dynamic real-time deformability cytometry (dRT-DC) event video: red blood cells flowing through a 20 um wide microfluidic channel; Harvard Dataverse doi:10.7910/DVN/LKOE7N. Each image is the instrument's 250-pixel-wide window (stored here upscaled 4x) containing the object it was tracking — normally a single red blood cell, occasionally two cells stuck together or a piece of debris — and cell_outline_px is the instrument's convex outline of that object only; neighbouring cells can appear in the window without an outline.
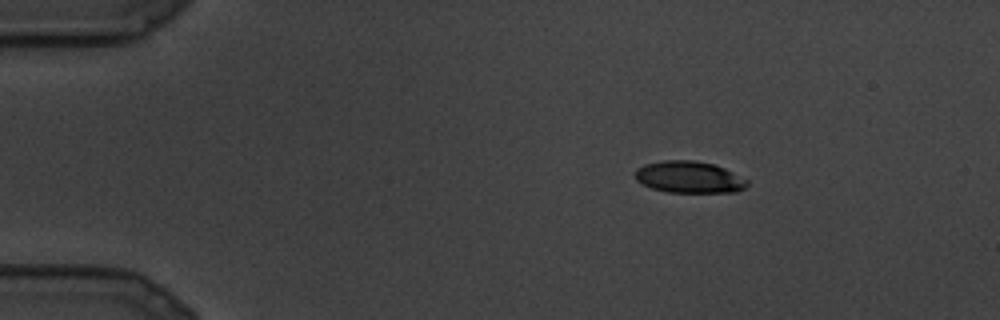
{"species": "common noctule bat (a hibernating species)", "species_latin": "Nyctalus noctula", "temperature_condition": "cold", "stored_images_in_passage": 16, "camera_frame_rate_fps": 3000, "um_per_image_px": 0.085, "animal": {"sex": "male", "body_mass_g": 19.5, "forearm_length_mm": 54.6}, "frame": {"image": 1, "passage_image": 4, "time_ms": 1.0, "image_size_px": [1000, 320], "cell_outline_px": [[748, 184], [744, 188], [736, 192], [668, 192], [652, 188], [636, 180], [636, 168], [644, 164], [664, 160], [696, 160], [712, 164], [724, 168], [748, 180]], "centroid_in_image_um": [58.57, 15.05], "position_along_channel_um": 26.4, "area_um2": 20.63}}
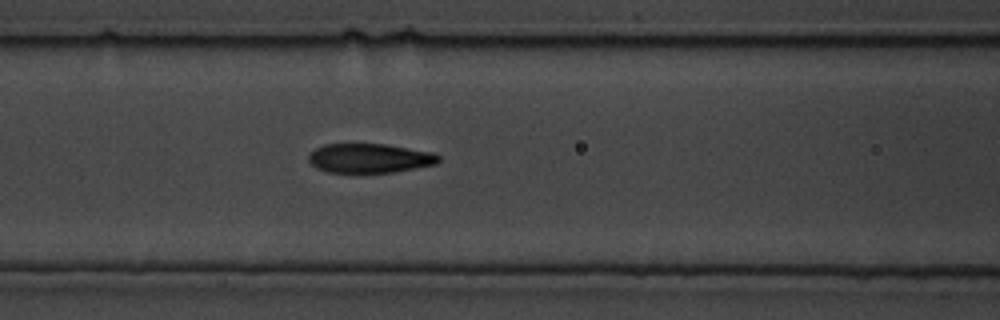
{"frame": {"image": 2, "passage_image": 11, "time_ms": 3.333, "image_size_px": [1000, 320], "cell_outline_px": [[440, 160], [436, 164], [392, 172], [328, 172], [316, 168], [308, 160], [308, 156], [316, 148], [324, 144], [388, 144], [432, 152], [440, 156]], "centroid_in_image_um": [31.42, 13.44], "position_along_channel_um": 135.2, "area_um2": 22.08}}
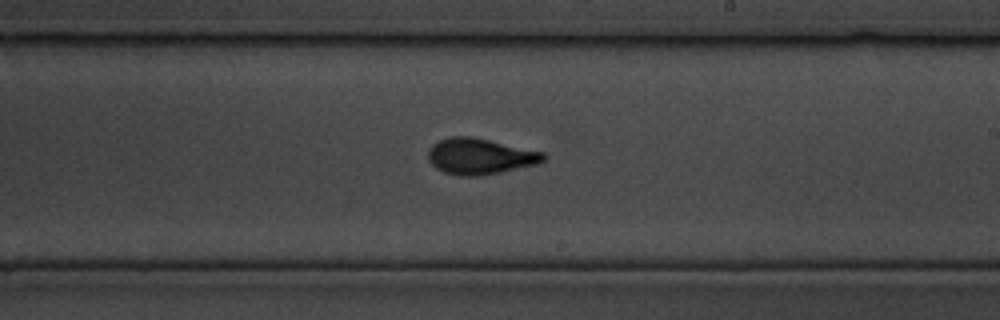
{"frame": {"image": 3, "passage_image": 16, "time_ms": 5.0, "image_size_px": [1000, 320], "cell_outline_px": [[548, 156], [540, 164], [500, 172], [476, 176], [460, 176], [444, 172], [436, 168], [428, 160], [428, 148], [432, 144], [440, 140], [452, 136], [472, 136], [544, 152]], "centroid_in_image_um": [40.81, 13.28], "position_along_channel_um": 248.2, "area_um2": 24.33}}